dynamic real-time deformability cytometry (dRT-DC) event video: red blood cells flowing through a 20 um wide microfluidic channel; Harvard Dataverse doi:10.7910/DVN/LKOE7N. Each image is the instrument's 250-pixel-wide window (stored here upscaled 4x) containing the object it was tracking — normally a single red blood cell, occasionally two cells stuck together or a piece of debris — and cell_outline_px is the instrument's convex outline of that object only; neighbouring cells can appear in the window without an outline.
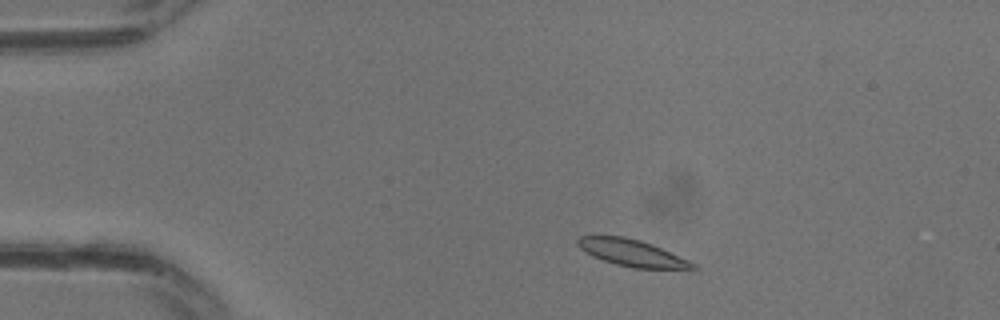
{"species": "common noctule bat (a hibernating species)", "species_latin": "Nyctalus noctula", "temperature_condition": "warm", "stored_images_in_passage": 27, "camera_frame_rate_fps": 3000, "um_per_image_px": 0.085, "animal": {"sex": "male", "body_mass_g": 13.3}, "frame": {"image": 1, "passage_image": 2, "time_ms": 0.333, "image_size_px": [1000, 320], "cell_outline_px": [[696, 268], [692, 272], [632, 268], [616, 264], [592, 256], [584, 252], [576, 244], [576, 240], [580, 236], [624, 236], [640, 240], [652, 244], [688, 260], [696, 264]], "centroid_in_image_um": [53.83, 21.55], "position_along_channel_um": 31.2, "area_um2": 18.61}}
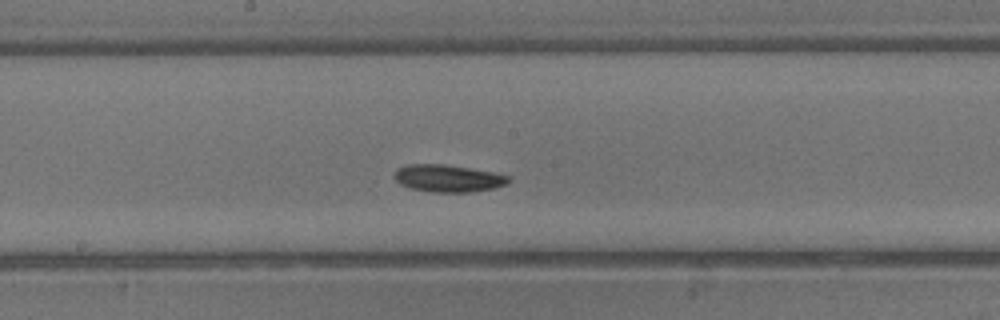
{"frame": {"image": 2, "passage_image": 13, "time_ms": 4.0, "image_size_px": [1000, 320], "cell_outline_px": [[512, 180], [508, 184], [496, 188], [472, 192], [428, 192], [408, 188], [400, 184], [392, 176], [396, 168], [408, 164], [444, 164], [492, 172], [512, 176]], "centroid_in_image_um": [38.09, 15.16], "position_along_channel_um": 210.1, "area_um2": 18.55}}
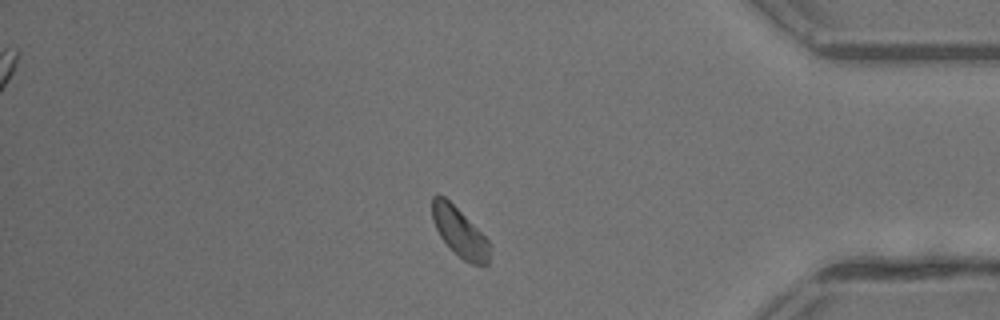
{"frame": {"image": 3, "passage_image": 23, "time_ms": 7.333, "image_size_px": [1000, 320], "cell_outline_px": [[492, 248], [488, 264], [472, 264], [464, 260], [440, 236], [432, 220], [432, 196], [436, 192], [444, 196], [492, 244]], "centroid_in_image_um": [39.07, 19.72], "position_along_channel_um": 396.1, "area_um2": 16.13}}